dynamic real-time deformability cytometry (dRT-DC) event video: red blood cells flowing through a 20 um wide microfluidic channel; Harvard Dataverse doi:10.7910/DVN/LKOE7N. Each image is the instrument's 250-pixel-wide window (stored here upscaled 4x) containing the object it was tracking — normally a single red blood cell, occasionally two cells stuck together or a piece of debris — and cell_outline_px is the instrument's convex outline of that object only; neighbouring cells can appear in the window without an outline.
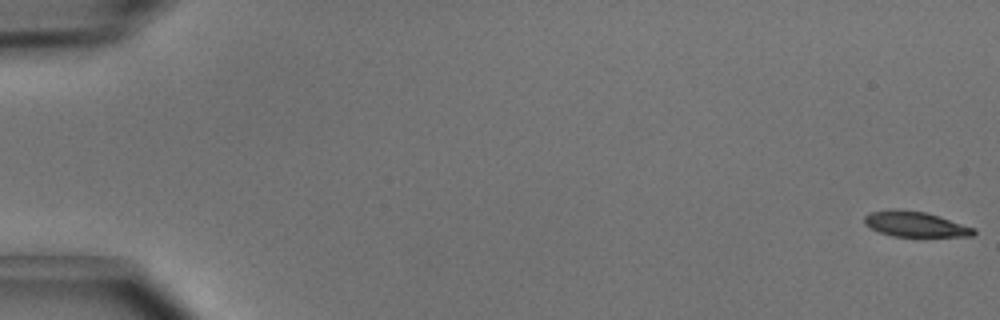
{"species": "common noctule bat (a hibernating species)", "species_latin": "Nyctalus noctula", "temperature_condition": "cold", "stored_images_in_passage": 51, "camera_frame_rate_fps": 3000, "um_per_image_px": 0.085, "animal": {"sex": "male", "body_mass_g": 15.6}, "frame": {"image": 1, "passage_image": 1, "time_ms": 0.0, "image_size_px": [1000, 320], "cell_outline_px": [[976, 232], [972, 236], [892, 236], [880, 232], [864, 224], [864, 216], [868, 212], [892, 208], [896, 208], [924, 212], [940, 216], [976, 228]], "centroid_in_image_um": [77.78, 19.03], "position_along_channel_um": 7.2, "area_um2": 16.24}}
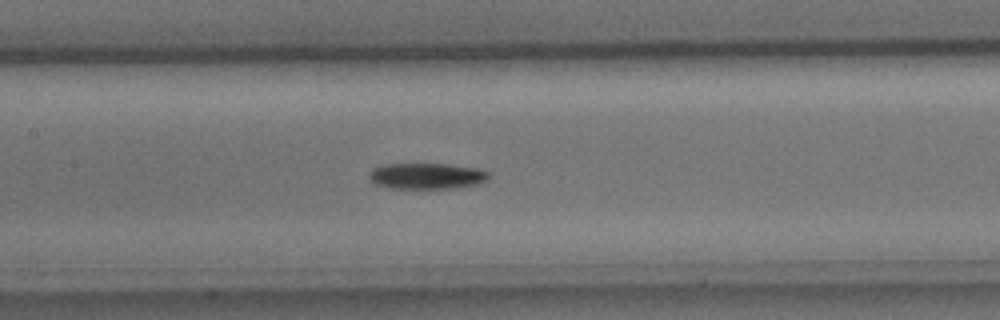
{"frame": {"image": 2, "passage_image": 25, "time_ms": 8.0, "image_size_px": [1000, 320], "cell_outline_px": [[488, 180], [480, 184], [452, 188], [388, 188], [376, 184], [368, 176], [368, 172], [372, 168], [384, 164], [444, 164], [476, 168], [488, 172]], "centroid_in_image_um": [36.24, 14.96], "position_along_channel_um": 171.2, "area_um2": 18.09}}
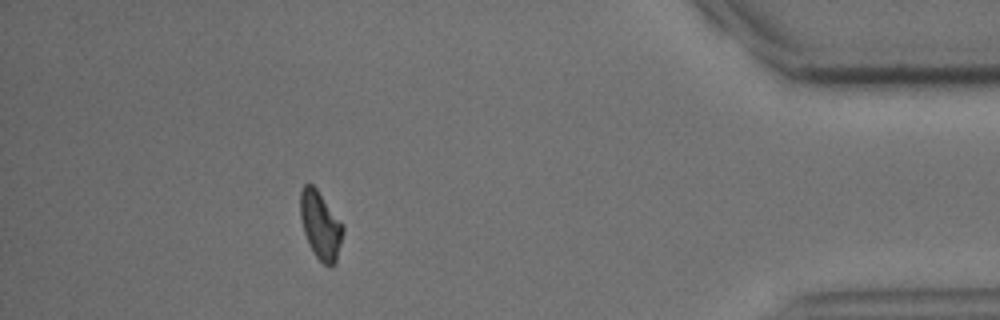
{"frame": {"image": 3, "passage_image": 46, "time_ms": 15.0, "image_size_px": [1000, 320], "cell_outline_px": [[344, 232], [336, 264], [332, 268], [328, 268], [316, 256], [304, 232], [300, 216], [300, 192], [304, 184], [312, 184], [316, 188], [344, 224]], "centroid_in_image_um": [27.28, 19.17], "position_along_channel_um": 407.9, "area_um2": 16.99}, "authors_computed_cell_mechanics": {"area_um2": 17.7446, "velocity_mm_per_s": 4.0224, "shape_relaxation_time_tau1_ms": 3.0334, "shape_relaxation_time_tau2_ms": null, "deformation_change_tau1": 0.1132, "deformation_change_tau2": null}}